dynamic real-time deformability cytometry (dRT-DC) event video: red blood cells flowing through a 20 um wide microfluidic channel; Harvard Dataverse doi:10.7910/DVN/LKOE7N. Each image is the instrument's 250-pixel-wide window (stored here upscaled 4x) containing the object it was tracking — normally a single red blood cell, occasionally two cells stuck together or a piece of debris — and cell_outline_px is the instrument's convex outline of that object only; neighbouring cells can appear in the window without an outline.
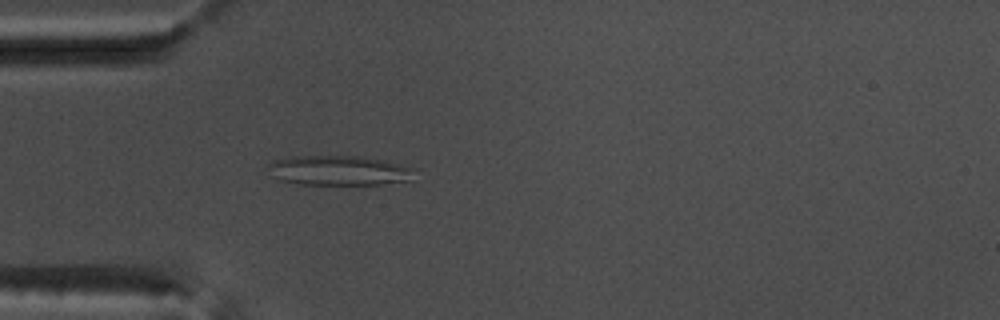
{"species": "common noctule bat (a hibernating species)", "species_latin": "Nyctalus noctula", "temperature_condition": "warm", "stored_images_in_passage": 51, "camera_frame_rate_fps": 3000, "um_per_image_px": 0.085, "animal": {"sex": "male", "body_mass_g": 17.5, "forearm_length_mm": 52.3}, "frame": {"image": 1, "passage_image": 13, "time_ms": 4.0, "image_size_px": [1000, 320], "cell_outline_px": [[416, 168], [412, 180], [380, 184], [300, 184], [280, 180], [276, 176], [268, 164], [272, 160], [296, 156], [356, 156], [380, 160]], "centroid_in_image_um": [28.85, 14.49], "position_along_channel_um": 56.1, "area_um2": 24.97}}
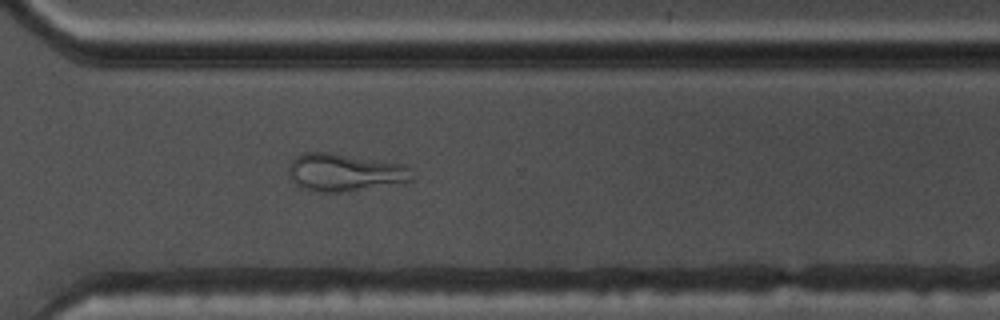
{"frame": {"image": 2, "passage_image": 36, "time_ms": 11.667, "image_size_px": [1000, 320], "cell_outline_px": [[408, 180], [348, 192], [320, 192], [304, 188], [296, 184], [288, 176], [288, 164], [296, 156], [304, 152], [332, 152], [404, 164], [408, 168]], "centroid_in_image_um": [29.16, 14.63], "position_along_channel_um": 341.4, "area_um2": 26.7}}
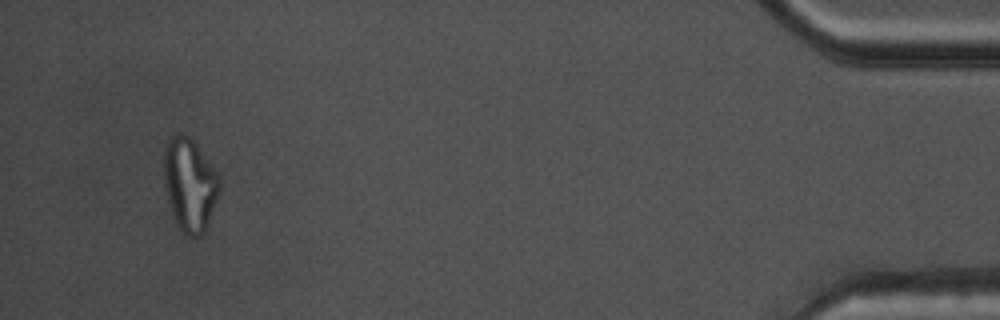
{"frame": {"image": 3, "passage_image": 48, "time_ms": 15.667, "image_size_px": [1000, 320], "cell_outline_px": [[220, 188], [204, 232], [200, 236], [192, 240], [176, 224], [168, 200], [164, 184], [164, 148], [168, 140], [172, 136], [180, 132], [184, 132], [196, 144], [216, 172], [220, 180]], "centroid_in_image_um": [16.1, 15.69], "position_along_channel_um": 419.1, "area_um2": 29.82}, "authors_computed_cell_mechanics": {"area_um2": 27.5128, "velocity_mm_per_s": 3.7982, "shape_relaxation_time_tau1_ms": null, "shape_relaxation_time_tau2_ms": 1.8158, "deformation_change_tau1": null, "deformation_change_tau2": 0.1133}}